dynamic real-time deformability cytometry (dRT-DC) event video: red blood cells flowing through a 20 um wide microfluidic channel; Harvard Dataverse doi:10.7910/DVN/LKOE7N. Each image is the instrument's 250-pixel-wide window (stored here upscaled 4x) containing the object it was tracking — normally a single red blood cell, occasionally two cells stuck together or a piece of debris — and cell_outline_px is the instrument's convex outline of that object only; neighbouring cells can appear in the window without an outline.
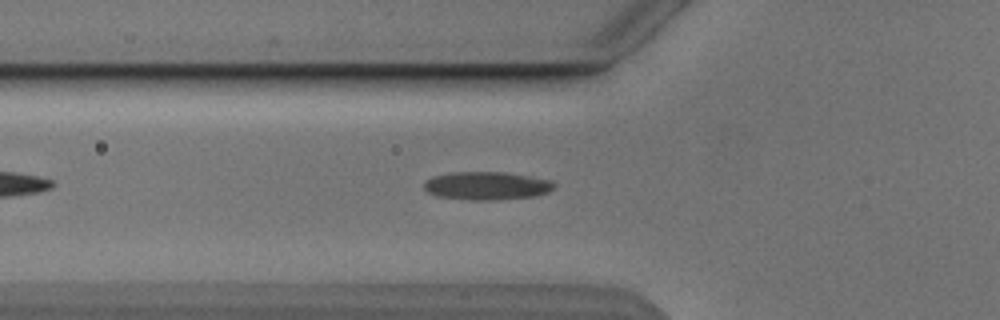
{"species": "Egyptian fruit bat (a non-hibernating species)", "species_latin": "Rousettus aegyptiacus", "temperature_condition": "cold", "stored_images_in_passage": 5, "camera_frame_rate_fps": 3000, "um_per_image_px": 0.085, "animal": {"sex": "male"}, "frame": {"image": 1, "passage_image": 5, "time_ms": 5.667, "image_size_px": [1000, 320], "cell_outline_px": [[556, 184], [548, 192], [536, 196], [496, 200], [468, 200], [436, 196], [428, 192], [424, 188], [424, 180], [436, 176], [456, 172], [504, 172], [552, 180]], "centroid_in_image_um": [41.38, 15.8], "position_along_channel_um": 84.4, "area_um2": 21.33}}